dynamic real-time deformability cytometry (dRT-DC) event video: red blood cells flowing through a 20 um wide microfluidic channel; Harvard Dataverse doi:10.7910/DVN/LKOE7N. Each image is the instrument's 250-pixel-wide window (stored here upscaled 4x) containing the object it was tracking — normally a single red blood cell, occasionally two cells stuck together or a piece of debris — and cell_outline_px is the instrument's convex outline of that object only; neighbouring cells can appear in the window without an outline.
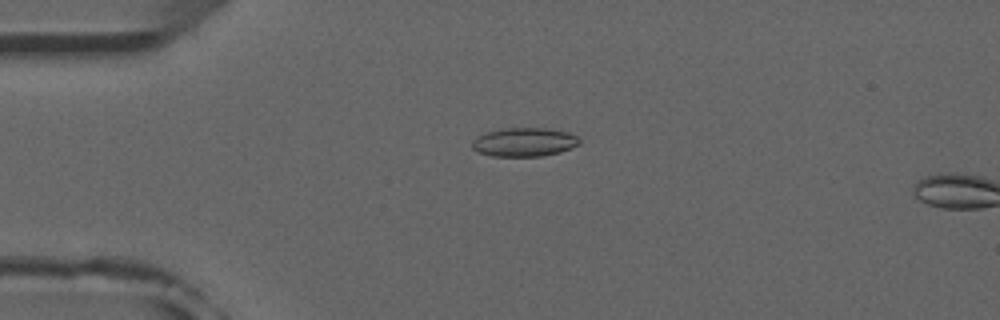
{"species": "common noctule bat (a hibernating species)", "species_latin": "Nyctalus noctula", "temperature_condition": "room temperature", "stored_images_in_passage": 15, "camera_frame_rate_fps": 3000, "um_per_image_px": 0.085, "animal": {"sex": "male", "forearm_length_mm": 52.5}, "frame": {"image": 1, "passage_image": 13, "time_ms": 4.0, "image_size_px": [1000, 320], "cell_outline_px": [[580, 144], [560, 152], [540, 156], [492, 156], [480, 152], [472, 148], [472, 140], [476, 136], [488, 132], [504, 128], [548, 128], [568, 132], [576, 136], [580, 140]], "centroid_in_image_um": [44.56, 12.07], "position_along_channel_um": 40.4, "area_um2": 17.92}}